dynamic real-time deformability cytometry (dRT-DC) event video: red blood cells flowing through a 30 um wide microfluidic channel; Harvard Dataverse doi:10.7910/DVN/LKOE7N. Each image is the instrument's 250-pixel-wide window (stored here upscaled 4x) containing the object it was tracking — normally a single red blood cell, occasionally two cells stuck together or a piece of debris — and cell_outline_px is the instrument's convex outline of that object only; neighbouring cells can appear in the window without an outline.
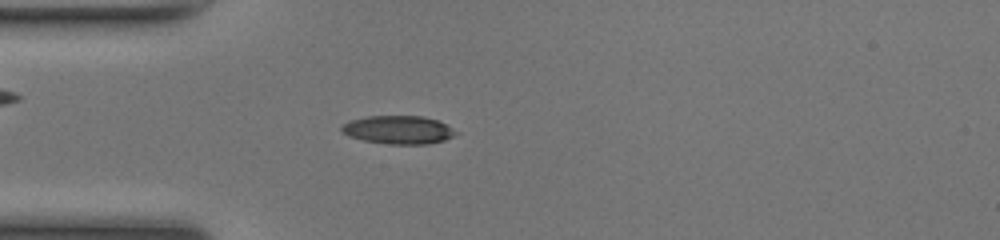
{"species": "common noctule bat (a hibernating species)", "species_latin": "Nyctalus noctula", "temperature_condition": "room temperature", "stored_images_in_passage": 37, "camera_frame_rate_fps": 3000, "um_per_image_px": 0.085, "animal": {"sex": "female", "body_mass_g": 17.0, "forearm_length_mm": 48.0}, "frame": {"image": 1, "passage_image": 1, "time_ms": 0.0, "image_size_px": [1000, 240], "cell_outline_px": [[460, 132], [444, 140], [428, 144], [388, 144], [364, 140], [348, 136], [340, 132], [340, 128], [348, 120], [368, 116], [424, 116], [436, 120]], "centroid_in_image_um": [33.83, 11.03], "position_along_channel_um": 51.2, "area_um2": 18.84}}
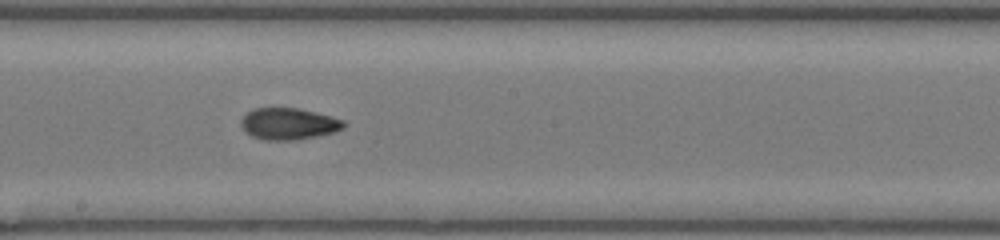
{"frame": {"image": 2, "passage_image": 14, "time_ms": 4.333, "image_size_px": [1000, 240], "cell_outline_px": [[344, 128], [336, 132], [296, 140], [264, 140], [252, 136], [240, 124], [240, 120], [252, 108], [296, 108], [332, 116], [344, 120]], "centroid_in_image_um": [24.55, 10.52], "position_along_channel_um": 223.7, "area_um2": 18.84}}
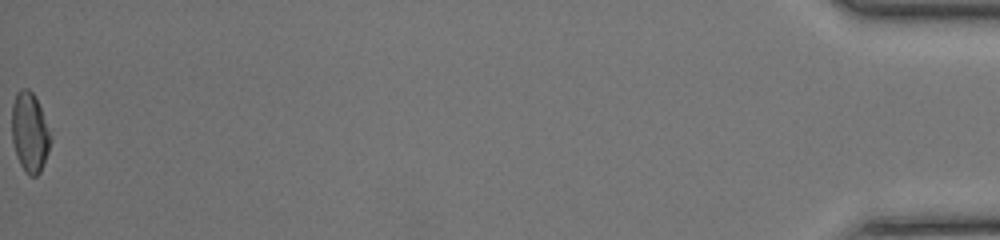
{"frame": {"image": 3, "passage_image": 37, "time_ms": 12.0, "image_size_px": [1000, 240], "cell_outline_px": [[48, 152], [40, 172], [36, 176], [28, 176], [24, 172], [16, 156], [12, 140], [12, 104], [16, 92], [20, 88], [28, 88], [32, 92], [40, 108], [48, 132]], "centroid_in_image_um": [2.46, 11.26], "position_along_channel_um": 432.7, "area_um2": 17.51}, "authors_computed_cell_mechanics": {"area_um2": 18.6116, "velocity_mm_per_s": 4.1717, "shape_relaxation_time_tau1_ms": 7.5309, "shape_relaxation_time_tau2_ms": 1.8355, "deformation_change_tau1": 0.2151, "deformation_change_tau2": 0.0733}}